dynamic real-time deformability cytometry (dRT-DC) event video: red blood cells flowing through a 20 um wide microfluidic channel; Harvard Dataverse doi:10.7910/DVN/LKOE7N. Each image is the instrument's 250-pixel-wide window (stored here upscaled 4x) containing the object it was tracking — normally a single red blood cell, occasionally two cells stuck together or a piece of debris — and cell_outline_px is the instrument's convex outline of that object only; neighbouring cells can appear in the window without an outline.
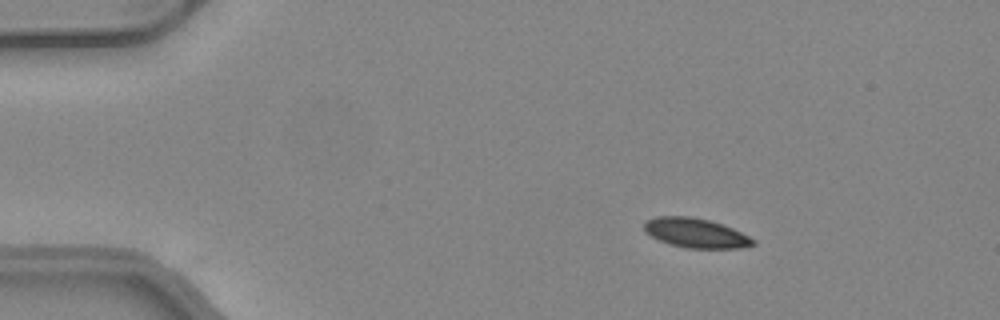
{"species": "common noctule bat (a hibernating species)", "species_latin": "Nyctalus noctula", "temperature_condition": "warm", "stored_images_in_passage": 43, "camera_frame_rate_fps": 3000, "um_per_image_px": 0.085, "animal": {"sex": "female", "body_mass_g": 24.6, "forearm_length_mm": 56.2}, "frame": {"image": 1, "passage_image": 1, "time_ms": 0.0, "image_size_px": [1000, 320], "cell_outline_px": [[756, 244], [740, 248], [688, 248], [672, 244], [660, 240], [644, 232], [644, 220], [656, 216], [688, 216], [708, 220], [732, 228], [756, 240]], "centroid_in_image_um": [59.12, 19.8], "position_along_channel_um": 25.9, "area_um2": 18.55}}
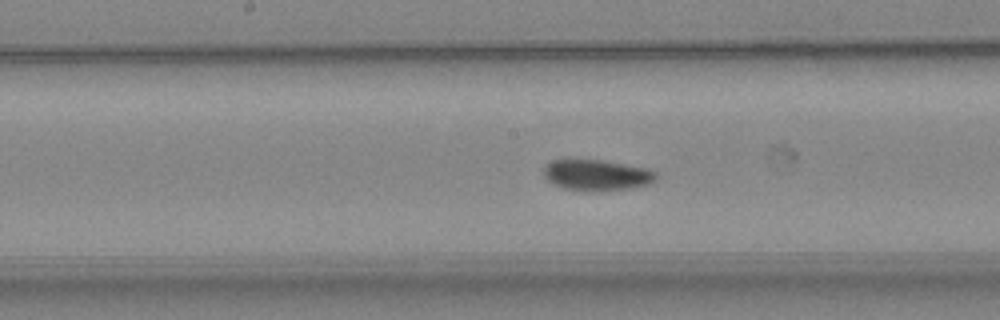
{"frame": {"image": 2, "passage_image": 19, "time_ms": 6.0, "image_size_px": [1000, 320], "cell_outline_px": [[660, 176], [656, 180], [648, 184], [632, 188], [592, 192], [564, 188], [552, 184], [544, 176], [544, 164], [552, 160], [568, 156], [604, 160], [648, 168], [656, 172]], "centroid_in_image_um": [50.69, 14.84], "position_along_channel_um": 197.5, "area_um2": 21.33}}
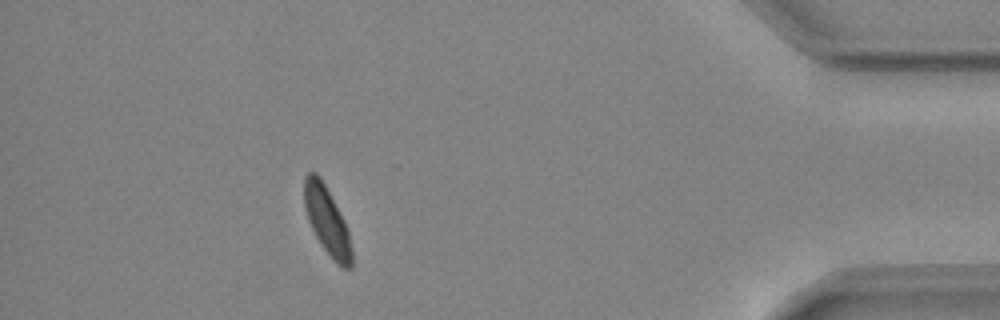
{"frame": {"image": 3, "passage_image": 38, "time_ms": 12.333, "image_size_px": [1000, 320], "cell_outline_px": [[352, 268], [344, 268], [336, 264], [324, 248], [316, 236], [308, 220], [304, 208], [304, 176], [308, 172], [316, 172], [320, 176], [344, 220], [348, 228], [352, 248]], "centroid_in_image_um": [27.8, 18.76], "position_along_channel_um": 407.4, "area_um2": 18.73}, "authors_computed_cell_mechanics": {"area_um2": 19.652, "velocity_mm_per_s": 4.1383, "shape_relaxation_time_tau1_ms": 5.4216, "shape_relaxation_time_tau2_ms": null, "deformation_change_tau1": 0.1124, "deformation_change_tau2": null}}